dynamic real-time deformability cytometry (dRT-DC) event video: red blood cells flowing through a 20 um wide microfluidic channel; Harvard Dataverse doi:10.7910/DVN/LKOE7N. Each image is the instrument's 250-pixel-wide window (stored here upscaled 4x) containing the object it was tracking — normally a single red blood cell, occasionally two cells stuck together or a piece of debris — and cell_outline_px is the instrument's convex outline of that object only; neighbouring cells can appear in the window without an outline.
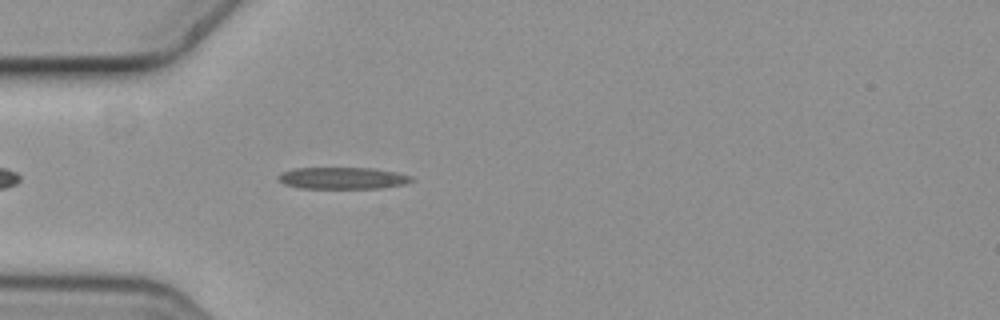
{"species": "common noctule bat (a hibernating species)", "species_latin": "Nyctalus noctula", "temperature_condition": "cold", "stored_images_in_passage": 2, "camera_frame_rate_fps": 3000, "um_per_image_px": 0.085, "animal": {"sex": "female", "body_mass_g": 19.3, "forearm_length_mm": 54.1}, "frame": {"image": 1, "passage_image": 2, "time_ms": 0.333, "image_size_px": [1000, 320], "cell_outline_px": [[412, 180], [404, 184], [380, 188], [300, 188], [284, 184], [276, 176], [280, 172], [296, 168], [376, 168], [396, 172], [412, 176]], "centroid_in_image_um": [29.1, 15.13], "position_along_channel_um": 55.9, "area_um2": 16.88}}